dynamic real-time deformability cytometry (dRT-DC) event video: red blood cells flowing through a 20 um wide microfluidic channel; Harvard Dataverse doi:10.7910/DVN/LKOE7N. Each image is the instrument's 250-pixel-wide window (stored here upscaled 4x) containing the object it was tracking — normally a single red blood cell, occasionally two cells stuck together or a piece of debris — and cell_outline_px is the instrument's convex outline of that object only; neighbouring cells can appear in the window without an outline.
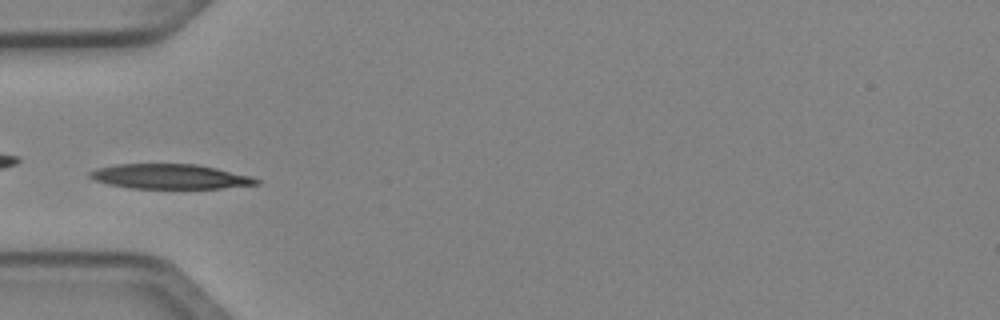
{"species": "Egyptian fruit bat (a non-hibernating species)", "species_latin": "Rousettus aegyptiacus", "temperature_condition": "cold", "stored_images_in_passage": 35, "camera_frame_rate_fps": 3000, "um_per_image_px": 0.085, "animal": {"sex": "female"}, "frame": {"image": 1, "passage_image": 1, "time_ms": 0.0, "image_size_px": [1000, 320], "cell_outline_px": [[260, 184], [220, 188], [132, 188], [108, 184], [96, 180], [88, 176], [88, 172], [96, 168], [116, 164], [196, 164], [216, 168], [252, 176], [260, 180]], "centroid_in_image_um": [14.45, 15.0], "position_along_channel_um": 70.5, "area_um2": 23.99}}
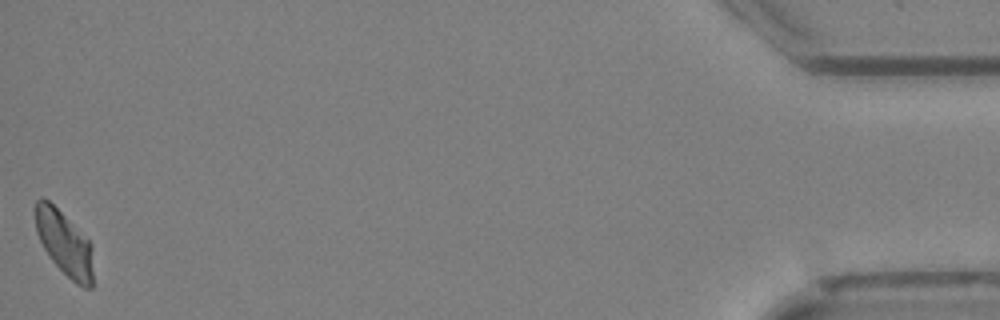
{"frame": {"image": 2, "passage_image": 35, "time_ms": 11.333, "image_size_px": [1000, 320], "cell_outline_px": [[92, 288], [84, 288], [76, 284], [52, 260], [44, 248], [36, 232], [36, 200], [40, 196], [48, 200], [88, 240], [92, 248]], "centroid_in_image_um": [5.47, 20.7], "position_along_channel_um": 429.7, "area_um2": 21.1}, "authors_computed_cell_mechanics": {"area_um2": 23.409, "velocity_mm_per_s": 3.9887, "shape_relaxation_time_tau1_ms": 7.2479, "shape_relaxation_time_tau2_ms": null, "deformation_change_tau1": 0.1555, "deformation_change_tau2": null}}